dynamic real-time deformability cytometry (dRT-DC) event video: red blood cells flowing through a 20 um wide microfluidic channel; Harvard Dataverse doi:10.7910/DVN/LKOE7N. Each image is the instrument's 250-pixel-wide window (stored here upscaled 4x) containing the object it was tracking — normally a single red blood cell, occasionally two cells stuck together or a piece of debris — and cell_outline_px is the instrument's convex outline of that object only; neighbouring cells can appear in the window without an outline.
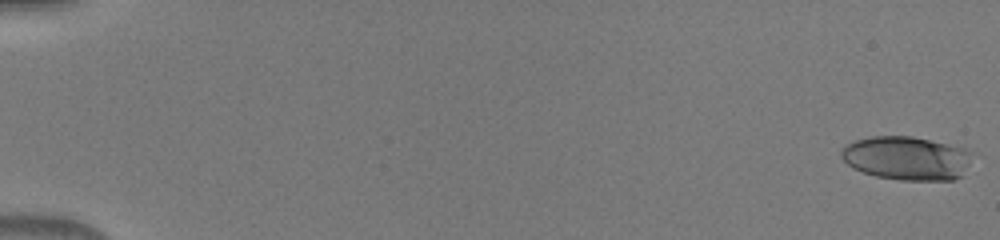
{"species": "human", "species_latin": "Homo sapiens", "temperature_condition": "warm", "stored_images_in_passage": 22, "camera_frame_rate_fps": 3000, "um_per_image_px": 0.085, "donor": {"sex": "male"}, "frame": {"image": 1, "passage_image": 1, "time_ms": 0.0, "image_size_px": [1000, 240], "cell_outline_px": [[972, 152], [968, 164], [960, 176], [952, 180], [900, 180], [876, 176], [852, 168], [840, 156], [840, 152], [844, 144], [856, 140], [872, 136], [912, 136], [964, 148]], "centroid_in_image_um": [77.02, 13.44], "position_along_channel_um": 8.0, "area_um2": 33.18}}
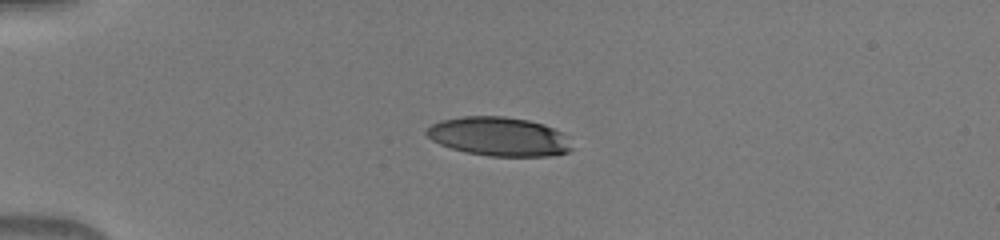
{"frame": {"image": 2, "passage_image": 14, "time_ms": 4.333, "image_size_px": [1000, 240], "cell_outline_px": [[572, 148], [568, 152], [548, 156], [488, 156], [464, 152], [440, 144], [432, 140], [424, 132], [432, 124], [440, 120], [464, 116], [504, 116], [528, 120], [544, 124], [560, 132]], "centroid_in_image_um": [42.36, 11.6], "position_along_channel_um": 42.6, "area_um2": 32.71}}